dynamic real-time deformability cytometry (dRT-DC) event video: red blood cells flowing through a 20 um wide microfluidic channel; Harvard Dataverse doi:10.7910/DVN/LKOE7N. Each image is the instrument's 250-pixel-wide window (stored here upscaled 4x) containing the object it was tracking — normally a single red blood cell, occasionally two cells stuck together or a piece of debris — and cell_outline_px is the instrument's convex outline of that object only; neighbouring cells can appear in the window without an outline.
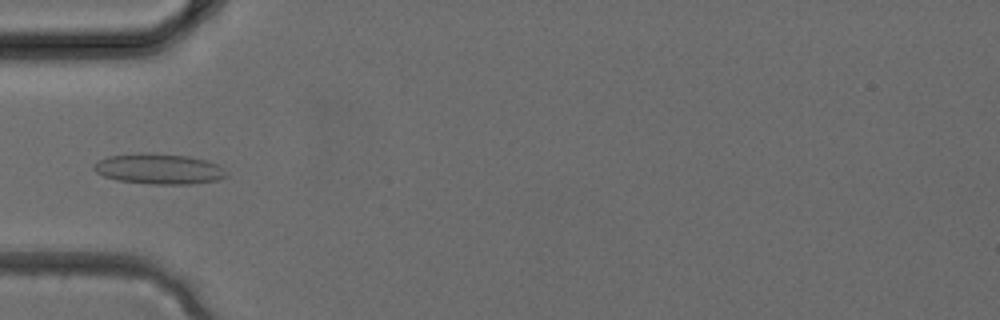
{"species": "common noctule bat (a hibernating species)", "species_latin": "Nyctalus noctula", "temperature_condition": "cold", "stored_images_in_passage": 4, "camera_frame_rate_fps": 3000, "um_per_image_px": 0.085, "animal": {"sex": "female", "body_mass_g": 24.6, "forearm_length_mm": 56.2}, "frame": {"image": 1, "passage_image": 4, "time_ms": 1.0, "image_size_px": [1000, 320], "cell_outline_px": [[228, 176], [216, 180], [192, 184], [148, 184], [116, 180], [104, 176], [96, 172], [92, 168], [92, 164], [108, 156], [144, 152], [148, 152], [188, 156], [208, 160], [224, 168], [228, 172]], "centroid_in_image_um": [13.51, 14.35], "position_along_channel_um": 71.5, "area_um2": 23.81}}